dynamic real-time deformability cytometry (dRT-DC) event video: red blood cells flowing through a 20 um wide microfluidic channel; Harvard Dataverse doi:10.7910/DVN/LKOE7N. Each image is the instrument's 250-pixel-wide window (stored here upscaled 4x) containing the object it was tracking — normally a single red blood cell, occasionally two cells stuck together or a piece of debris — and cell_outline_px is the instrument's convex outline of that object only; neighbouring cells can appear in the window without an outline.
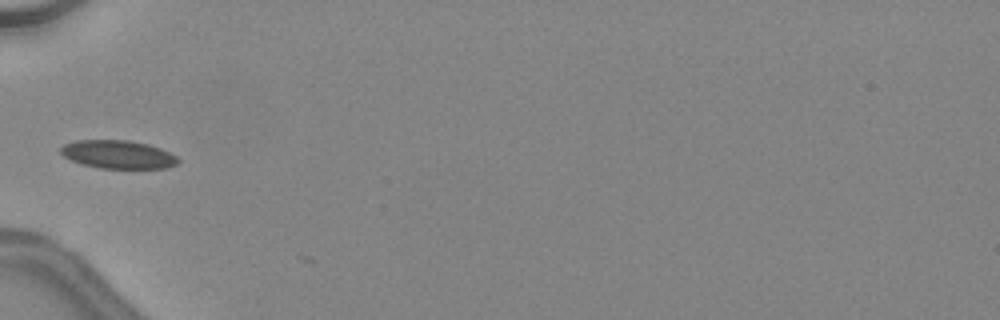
{"species": "common noctule bat (a hibernating species)", "species_latin": "Nyctalus noctula", "temperature_condition": "warm", "stored_images_in_passage": 2, "camera_frame_rate_fps": 3000, "um_per_image_px": 0.085, "animal": {"sex": "female", "body_mass_g": 24.6, "forearm_length_mm": 56.2}, "frame": {"image": 1, "passage_image": 1, "time_ms": 0.0, "image_size_px": [1000, 320], "cell_outline_px": [[180, 160], [176, 164], [168, 168], [100, 168], [80, 164], [64, 156], [60, 152], [60, 148], [64, 144], [76, 140], [128, 140], [148, 144], [160, 148], [176, 156]], "centroid_in_image_um": [10.02, 13.13], "position_along_channel_um": 75.0, "area_um2": 19.31}}